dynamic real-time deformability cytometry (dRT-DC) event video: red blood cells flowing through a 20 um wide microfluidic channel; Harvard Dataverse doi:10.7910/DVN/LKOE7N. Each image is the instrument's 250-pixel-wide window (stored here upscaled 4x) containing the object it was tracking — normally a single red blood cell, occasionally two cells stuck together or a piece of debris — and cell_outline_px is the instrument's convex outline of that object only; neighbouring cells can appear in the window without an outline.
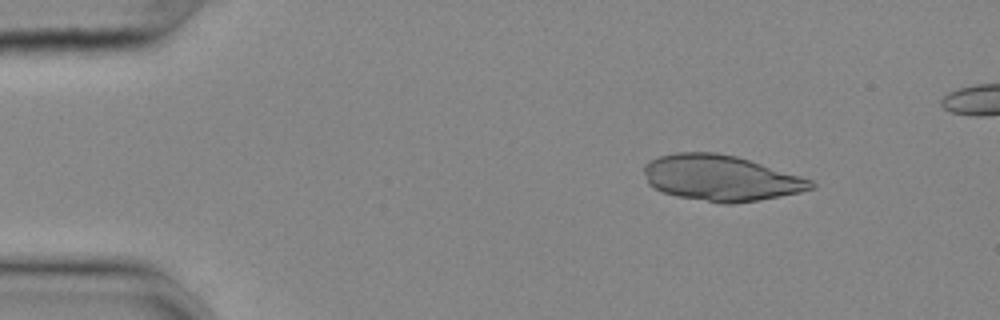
{"species": "common noctule bat (a hibernating species)", "species_latin": "Nyctalus noctula", "temperature_condition": "cold", "stored_images_in_passage": 52, "segment_of_instrument_passage": [1, 2], "camera_frame_rate_fps": 3000, "um_per_image_px": 0.085, "animal": {"sex": "female", "body_mass_g": 25.1}, "frame": {"image": 1, "passage_image": 7, "time_ms": 2.0, "image_size_px": [1000, 320], "cell_outline_px": [[816, 188], [800, 192], [760, 200], [732, 204], [720, 204], [676, 196], [652, 188], [648, 184], [644, 172], [644, 164], [660, 156], [676, 152], [716, 152], [736, 156], [800, 176], [812, 180], [816, 184]], "centroid_in_image_um": [61.26, 15.14], "position_along_channel_um": 23.7, "area_um2": 44.62}}